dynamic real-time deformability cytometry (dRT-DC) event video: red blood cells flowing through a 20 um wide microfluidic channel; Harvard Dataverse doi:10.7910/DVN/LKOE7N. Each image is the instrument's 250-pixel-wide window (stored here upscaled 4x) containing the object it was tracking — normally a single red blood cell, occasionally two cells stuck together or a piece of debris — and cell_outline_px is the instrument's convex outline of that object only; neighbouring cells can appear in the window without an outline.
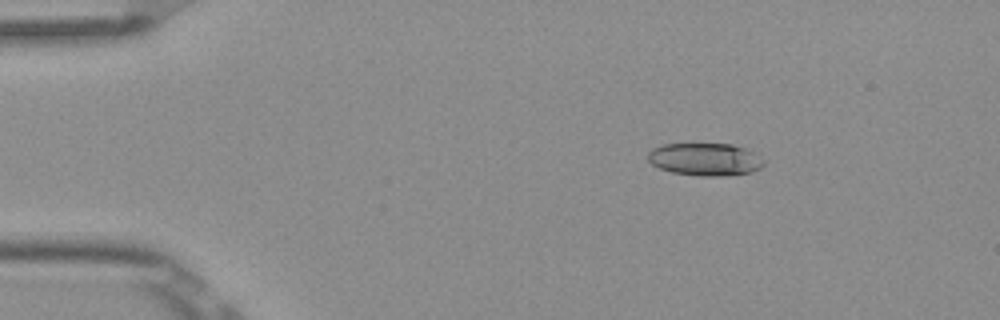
{"species": "Egyptian fruit bat (a non-hibernating species)", "species_latin": "Rousettus aegyptiacus", "temperature_condition": "room temperature", "stored_images_in_passage": 6, "camera_frame_rate_fps": 3000, "um_per_image_px": 0.085, "frame": {"image": 1, "passage_image": 3, "time_ms": 0.667, "image_size_px": [1000, 320], "cell_outline_px": [[764, 164], [760, 168], [752, 172], [720, 176], [700, 176], [672, 172], [660, 168], [652, 164], [648, 160], [648, 152], [652, 148], [664, 144], [732, 144], [744, 148], [752, 152], [764, 160]], "centroid_in_image_um": [59.92, 13.54], "position_along_channel_um": 25.1, "area_um2": 21.91}}
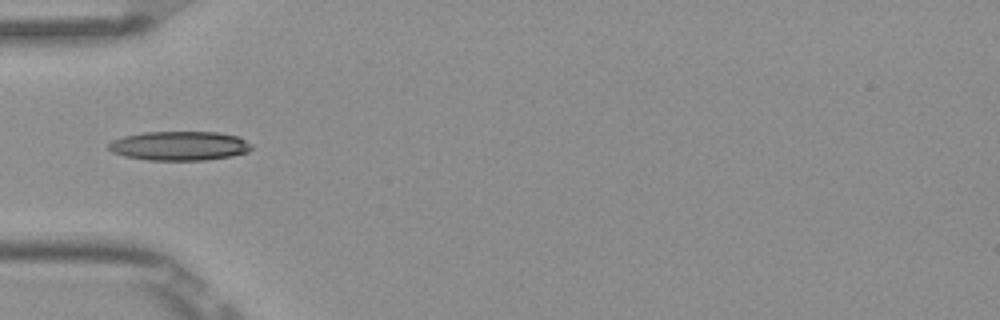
{"frame": {"image": 2, "passage_image": 5, "time_ms": 1.333, "image_size_px": [1000, 320], "cell_outline_px": [[252, 148], [248, 152], [232, 156], [208, 160], [148, 160], [124, 156], [112, 152], [108, 148], [108, 144], [112, 140], [124, 136], [144, 132], [220, 132], [236, 136], [252, 144]], "centroid_in_image_um": [15.25, 12.4], "position_along_channel_um": 69.7, "area_um2": 24.39}}
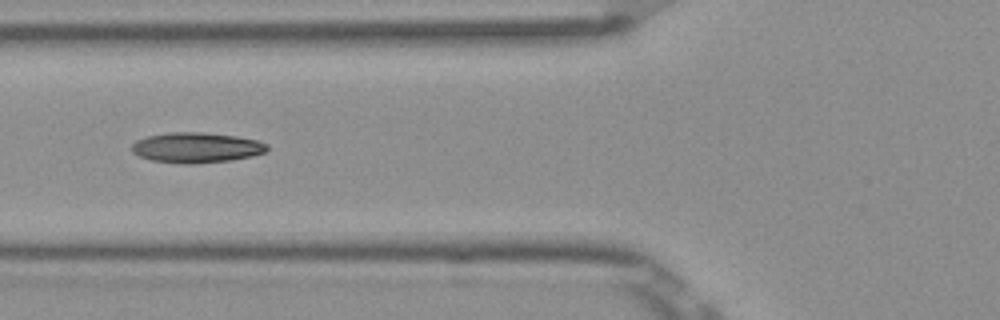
{"frame": {"image": 3, "passage_image": 6, "time_ms": 1.667, "image_size_px": [1000, 320], "cell_outline_px": [[268, 148], [264, 152], [252, 156], [228, 160], [196, 164], [184, 164], [152, 160], [140, 156], [132, 152], [132, 144], [136, 140], [148, 136], [168, 132], [204, 132], [236, 136], [256, 140], [268, 144]], "centroid_in_image_um": [16.68, 12.54], "position_along_channel_um": 109.1, "area_um2": 23.81}}